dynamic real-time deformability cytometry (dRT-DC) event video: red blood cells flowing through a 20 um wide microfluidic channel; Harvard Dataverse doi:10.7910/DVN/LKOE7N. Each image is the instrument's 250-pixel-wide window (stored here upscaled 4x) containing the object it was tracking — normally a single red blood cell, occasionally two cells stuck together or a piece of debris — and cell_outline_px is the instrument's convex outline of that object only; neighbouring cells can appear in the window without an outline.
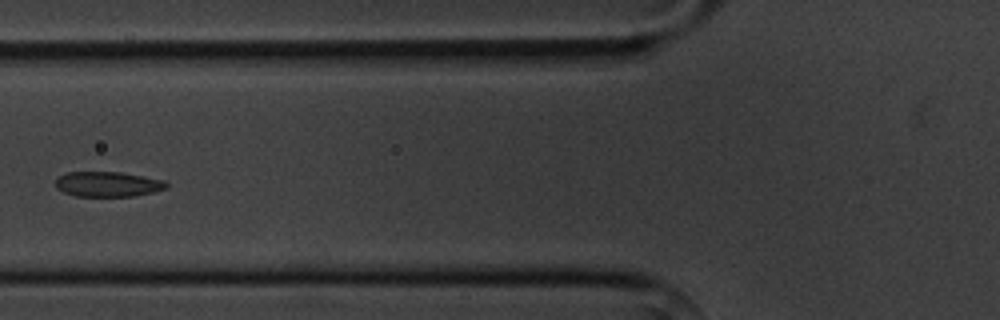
{"species": "common noctule bat (a hibernating species)", "species_latin": "Nyctalus noctula", "temperature_condition": "cold", "stored_images_in_passage": 8, "camera_frame_rate_fps": 3000, "um_per_image_px": 0.085, "animal": {"sex": "male", "body_mass_g": 20.1, "forearm_length_mm": 53.5}, "frame": {"image": 1, "passage_image": 6, "time_ms": 6.0, "image_size_px": [1000, 320], "cell_outline_px": [[168, 188], [136, 196], [76, 196], [64, 192], [56, 188], [56, 180], [60, 176], [68, 172], [120, 172], [144, 176], [164, 180], [168, 184]], "centroid_in_image_um": [9.19, 15.65], "position_along_channel_um": 116.6, "area_um2": 16.18}}
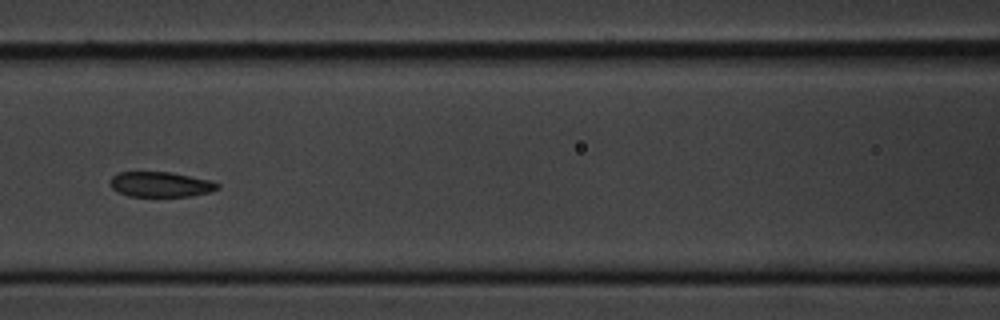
{"frame": {"image": 2, "passage_image": 7, "time_ms": 7.0, "image_size_px": [1000, 320], "cell_outline_px": [[220, 188], [208, 192], [188, 196], [128, 196], [112, 188], [112, 176], [120, 172], [168, 172], [208, 180], [220, 184]], "centroid_in_image_um": [13.65, 15.67], "position_along_channel_um": 152.9, "area_um2": 15.32}}
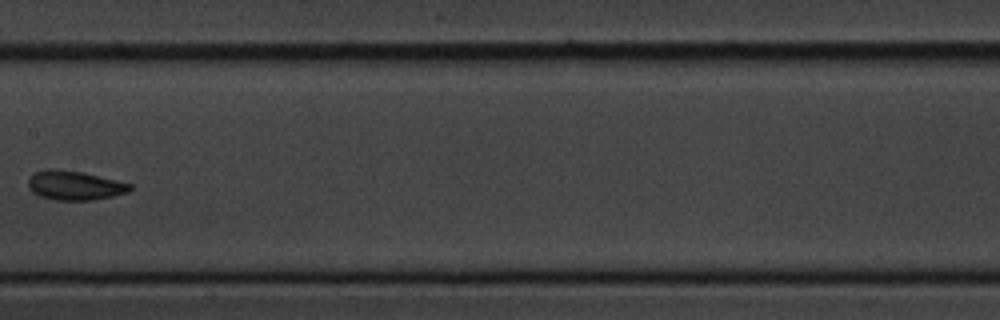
{"frame": {"image": 3, "passage_image": 8, "time_ms": 8.333, "image_size_px": [1000, 320], "cell_outline_px": [[132, 188], [128, 192], [112, 196], [92, 200], [56, 200], [40, 196], [32, 192], [28, 188], [28, 180], [36, 172], [52, 168], [84, 172], [132, 184]], "centroid_in_image_um": [6.35, 15.76], "position_along_channel_um": 201.0, "area_um2": 17.28}}